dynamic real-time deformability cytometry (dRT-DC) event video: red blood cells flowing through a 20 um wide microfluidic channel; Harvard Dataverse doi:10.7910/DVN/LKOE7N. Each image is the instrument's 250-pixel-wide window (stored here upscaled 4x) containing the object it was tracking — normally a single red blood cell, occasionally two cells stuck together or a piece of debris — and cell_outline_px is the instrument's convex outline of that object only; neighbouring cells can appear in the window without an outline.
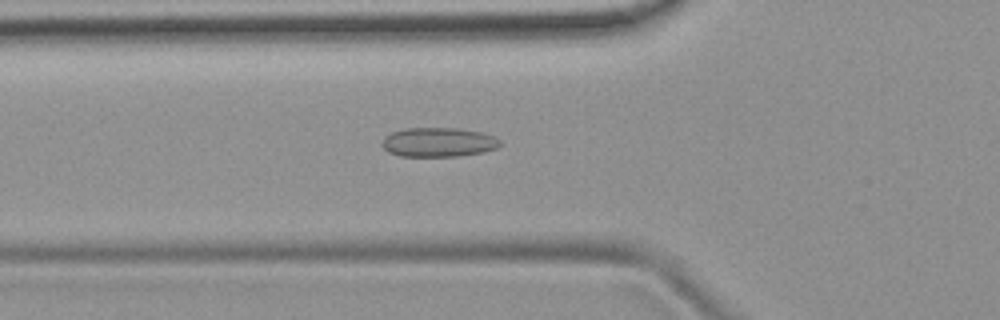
{"species": "common noctule bat (a hibernating species)", "species_latin": "Nyctalus noctula", "temperature_condition": "room temperature", "stored_images_in_passage": 51, "camera_frame_rate_fps": 3000, "um_per_image_px": 0.085, "animal": {"sex": "female", "body_mass_g": 19.9}, "frame": {"image": 1, "passage_image": 17, "time_ms": 5.333, "image_size_px": [1000, 320], "cell_outline_px": [[500, 144], [496, 148], [484, 152], [456, 156], [400, 156], [388, 152], [380, 144], [384, 136], [392, 132], [408, 128], [456, 128], [480, 132], [492, 136], [500, 140]], "centroid_in_image_um": [37.22, 12.09], "position_along_channel_um": 88.6, "area_um2": 20.06}}
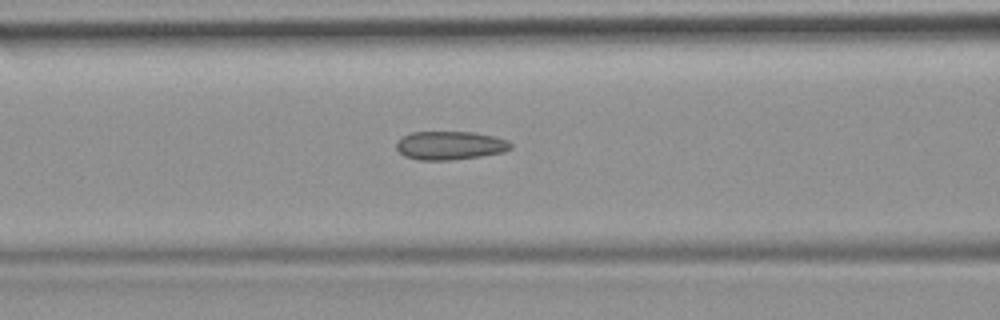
{"frame": {"image": 2, "passage_image": 20, "time_ms": 6.333, "image_size_px": [1000, 320], "cell_outline_px": [[512, 148], [504, 152], [480, 156], [448, 160], [420, 160], [404, 156], [396, 148], [396, 144], [404, 136], [412, 132], [472, 132], [492, 136], [508, 140], [512, 144]], "centroid_in_image_um": [38.27, 12.36], "position_along_channel_um": 128.3, "area_um2": 18.84}}
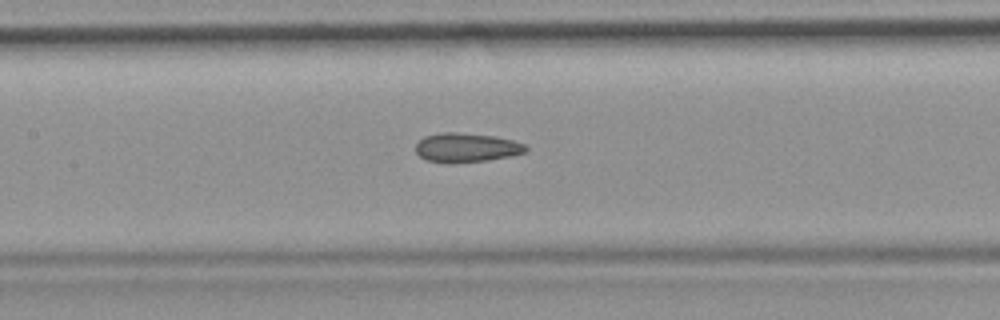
{"frame": {"image": 3, "passage_image": 23, "time_ms": 7.333, "image_size_px": [1000, 320], "cell_outline_px": [[528, 148], [524, 152], [512, 156], [488, 160], [456, 164], [448, 164], [424, 160], [416, 152], [416, 144], [424, 136], [444, 132], [456, 132], [496, 136], [512, 140], [524, 144]], "centroid_in_image_um": [39.62, 12.56], "position_along_channel_um": 167.8, "area_um2": 19.02}}